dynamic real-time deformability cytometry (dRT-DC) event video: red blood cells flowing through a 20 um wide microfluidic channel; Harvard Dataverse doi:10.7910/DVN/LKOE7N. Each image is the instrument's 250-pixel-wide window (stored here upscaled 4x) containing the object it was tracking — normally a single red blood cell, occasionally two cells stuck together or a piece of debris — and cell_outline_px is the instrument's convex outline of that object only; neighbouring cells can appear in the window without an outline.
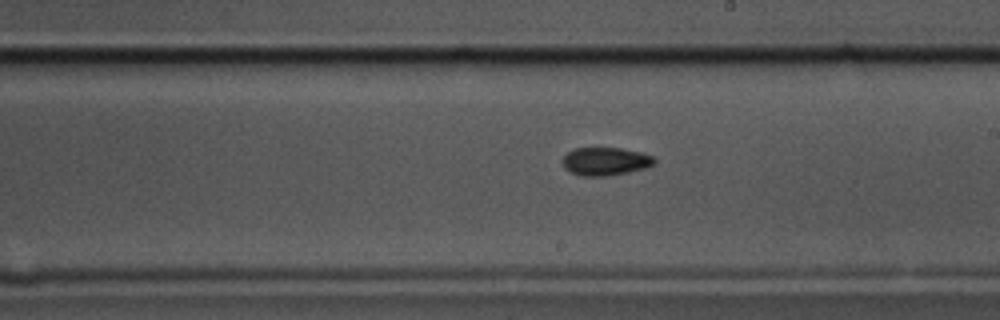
{"species": "common noctule bat (a hibernating species)", "species_latin": "Nyctalus noctula", "temperature_condition": "cold", "stored_images_in_passage": 55, "camera_frame_rate_fps": 3000, "um_per_image_px": 0.085, "animal": {"sex": "male", "body_mass_g": 17.5, "forearm_length_mm": 52.3}, "frame": {"image": 1, "passage_image": 31, "time_ms": 10.0, "image_size_px": [1000, 320], "cell_outline_px": [[656, 164], [644, 168], [628, 172], [608, 176], [580, 176], [568, 172], [564, 168], [564, 156], [568, 152], [576, 148], [620, 148], [640, 152], [652, 156], [656, 160]], "centroid_in_image_um": [51.46, 13.73], "position_along_channel_um": 237.5, "area_um2": 15.03}}
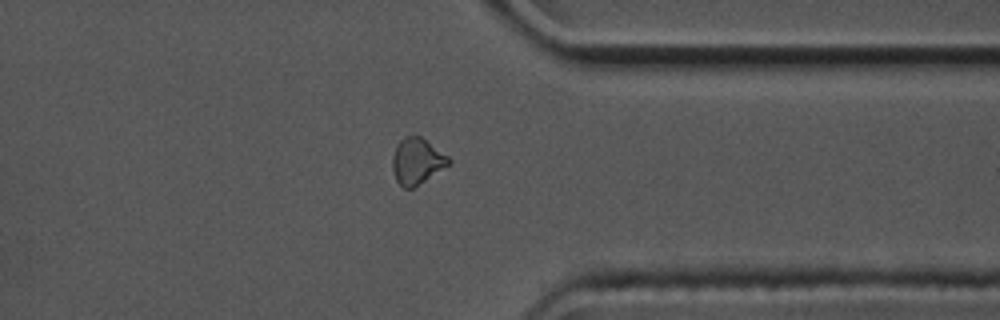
{"frame": {"image": 2, "passage_image": 43, "time_ms": 14.0, "image_size_px": [1000, 320], "cell_outline_px": [[452, 164], [412, 188], [404, 188], [396, 180], [392, 168], [392, 156], [396, 144], [404, 136], [420, 136], [448, 156], [452, 160]], "centroid_in_image_um": [35.45, 13.69], "position_along_channel_um": 376.0, "area_um2": 15.14}}
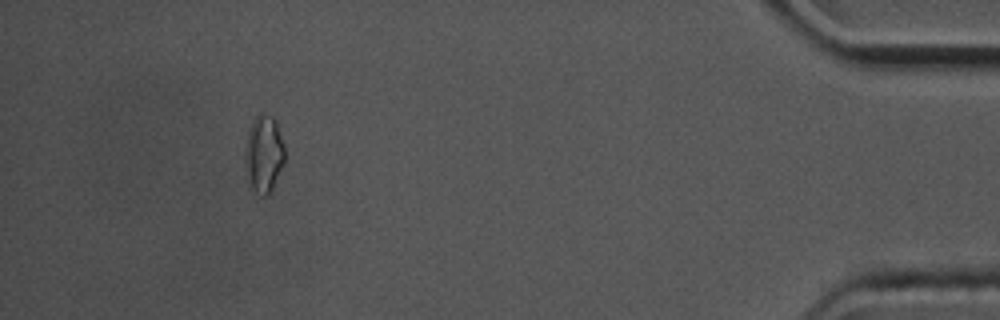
{"frame": {"image": 3, "passage_image": 51, "time_ms": 16.667, "image_size_px": [1000, 320], "cell_outline_px": [[284, 164], [268, 196], [260, 196], [252, 188], [244, 156], [244, 152], [248, 128], [252, 120], [260, 112], [264, 112], [272, 116], [276, 120], [284, 144]], "centroid_in_image_um": [22.43, 13.02], "position_along_channel_um": 412.8, "area_um2": 17.98}, "authors_computed_cell_mechanics": {"area_um2": 15.0858, "velocity_mm_per_s": 3.5807, "shape_relaxation_time_tau1_ms": 3.9147, "shape_relaxation_time_tau2_ms": 4.1952, "deformation_change_tau1": 0.0964, "deformation_change_tau2": 0.0809}}